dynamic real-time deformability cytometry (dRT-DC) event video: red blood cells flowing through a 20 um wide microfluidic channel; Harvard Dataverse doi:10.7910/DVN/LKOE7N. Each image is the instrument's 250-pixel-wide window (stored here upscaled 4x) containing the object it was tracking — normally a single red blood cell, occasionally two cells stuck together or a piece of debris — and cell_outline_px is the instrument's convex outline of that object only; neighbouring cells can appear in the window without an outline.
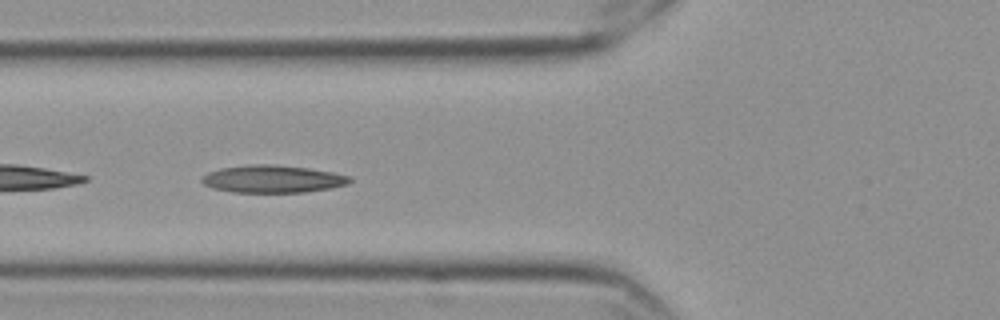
{"species": "Egyptian fruit bat (a non-hibernating species)", "species_latin": "Rousettus aegyptiacus", "temperature_condition": "cold", "stored_images_in_passage": 47, "camera_frame_rate_fps": 3000, "um_per_image_px": 0.085, "frame": {"image": 1, "passage_image": 22, "time_ms": 7.0, "image_size_px": [1000, 320], "cell_outline_px": [[352, 180], [348, 184], [328, 188], [304, 192], [232, 192], [212, 188], [204, 184], [200, 180], [200, 176], [208, 172], [220, 168], [248, 164], [276, 164], [308, 168], [332, 172], [348, 176]], "centroid_in_image_um": [23.11, 15.2], "position_along_channel_um": 102.7, "area_um2": 23.76}}
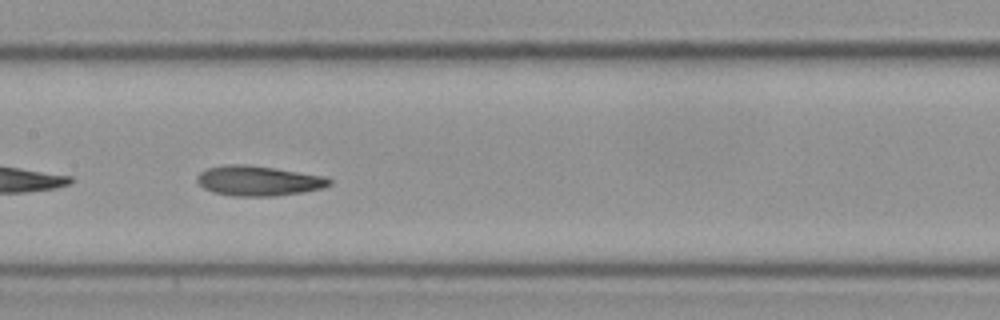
{"frame": {"image": 2, "passage_image": 29, "time_ms": 9.333, "image_size_px": [1000, 320], "cell_outline_px": [[332, 184], [324, 188], [304, 192], [276, 196], [232, 196], [212, 192], [204, 188], [196, 180], [196, 176], [200, 172], [208, 168], [224, 164], [244, 164], [272, 168], [324, 176], [332, 180]], "centroid_in_image_um": [21.96, 15.37], "position_along_channel_um": 185.4, "area_um2": 23.18}}
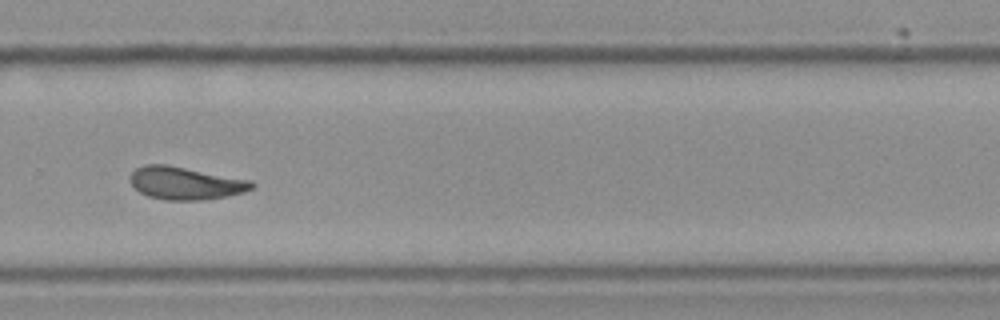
{"frame": {"image": 3, "passage_image": 40, "time_ms": 13.0, "image_size_px": [1000, 320], "cell_outline_px": [[256, 184], [252, 188], [244, 192], [228, 196], [200, 200], [168, 200], [148, 196], [140, 192], [132, 184], [132, 172], [136, 168], [144, 164], [168, 164], [252, 180]], "centroid_in_image_um": [15.81, 15.56], "position_along_channel_um": 314.0, "area_um2": 23.18}, "authors_computed_cell_mechanics": {"area_um2": 23.4668, "velocity_mm_per_s": 3.5241, "shape_relaxation_time_tau1_ms": 6.5046, "shape_relaxation_time_tau2_ms": 2.8628, "deformation_change_tau1": 0.1563, "deformation_change_tau2": 0.0935}}